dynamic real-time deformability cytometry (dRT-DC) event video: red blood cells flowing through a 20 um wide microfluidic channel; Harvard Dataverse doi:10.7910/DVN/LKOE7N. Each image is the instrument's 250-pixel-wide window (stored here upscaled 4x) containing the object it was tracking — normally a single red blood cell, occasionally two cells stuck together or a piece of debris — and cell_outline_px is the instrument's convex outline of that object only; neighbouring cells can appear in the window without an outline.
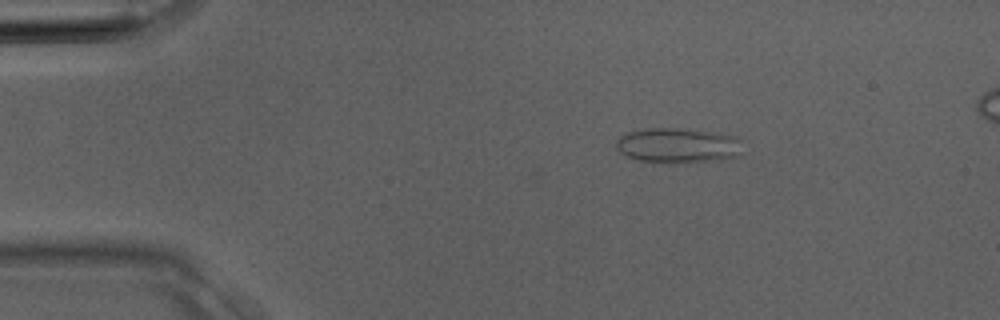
{"species": "Egyptian fruit bat (a non-hibernating species)", "species_latin": "Rousettus aegyptiacus", "temperature_condition": "room temperature", "stored_images_in_passage": 2, "camera_frame_rate_fps": 3000, "um_per_image_px": 0.085, "animal": {"sex": "male"}, "frame": {"image": 1, "passage_image": 1, "time_ms": 0.0, "image_size_px": [1000, 320], "cell_outline_px": [[740, 156], [720, 160], [688, 164], [672, 164], [640, 160], [628, 156], [620, 152], [616, 148], [616, 140], [620, 136], [628, 132], [648, 128], [680, 128], [712, 132], [736, 136]], "centroid_in_image_um": [57.59, 12.39], "position_along_channel_um": 27.4, "area_um2": 26.01}}